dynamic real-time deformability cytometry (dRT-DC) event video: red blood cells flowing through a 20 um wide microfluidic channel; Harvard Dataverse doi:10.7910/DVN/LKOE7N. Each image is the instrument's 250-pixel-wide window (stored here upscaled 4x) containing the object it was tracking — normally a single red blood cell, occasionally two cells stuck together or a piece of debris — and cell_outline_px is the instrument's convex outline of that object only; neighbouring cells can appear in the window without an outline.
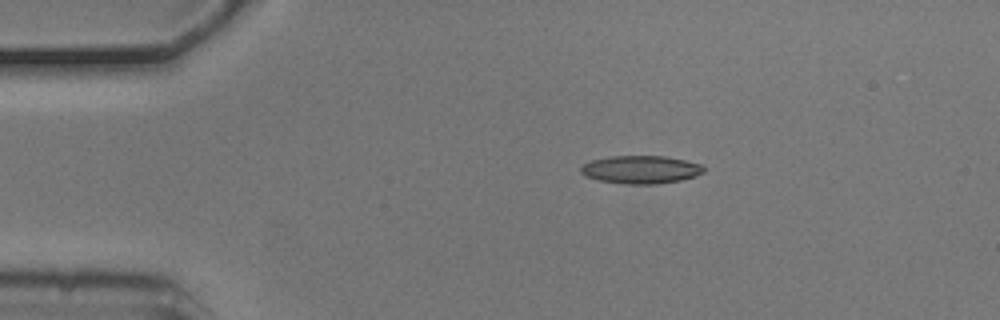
{"species": "common noctule bat (a hibernating species)", "species_latin": "Nyctalus noctula", "temperature_condition": "cold", "stored_images_in_passage": 6, "camera_frame_rate_fps": 3000, "um_per_image_px": 0.085, "animal": {"sex": "male", "body_mass_g": 20.5, "forearm_length_mm": 52.5}, "frame": {"image": 1, "passage_image": 2, "time_ms": 0.333, "image_size_px": [1000, 320], "cell_outline_px": [[704, 172], [696, 176], [680, 180], [656, 184], [628, 184], [600, 180], [584, 176], [580, 172], [580, 168], [584, 164], [592, 160], [612, 156], [664, 156], [704, 164]], "centroid_in_image_um": [54.49, 14.41], "position_along_channel_um": 30.5, "area_um2": 20.0}}
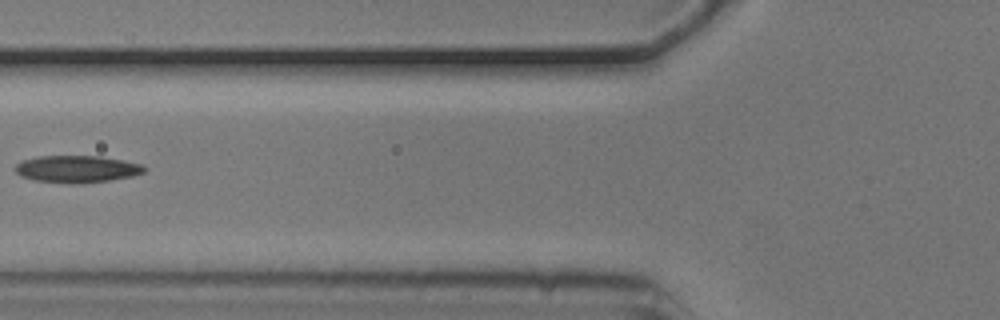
{"frame": {"image": 2, "passage_image": 5, "time_ms": 1.333, "image_size_px": [1000, 320], "cell_outline_px": [[148, 168], [144, 172], [132, 176], [108, 180], [80, 184], [72, 184], [32, 180], [20, 176], [16, 172], [16, 164], [24, 160], [40, 156], [100, 156], [124, 160], [144, 164]], "centroid_in_image_um": [6.57, 14.37], "position_along_channel_um": 119.2, "area_um2": 20.52}}
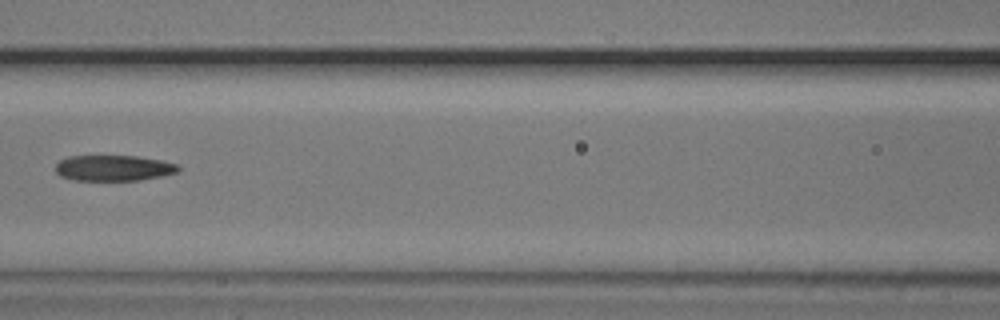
{"frame": {"image": 3, "passage_image": 6, "time_ms": 1.667, "image_size_px": [1000, 320], "cell_outline_px": [[180, 168], [176, 172], [160, 176], [140, 180], [72, 180], [60, 176], [56, 172], [56, 164], [60, 160], [68, 156], [136, 156], [160, 160], [180, 164]], "centroid_in_image_um": [9.64, 14.28], "position_along_channel_um": 157.0, "area_um2": 18.38}}